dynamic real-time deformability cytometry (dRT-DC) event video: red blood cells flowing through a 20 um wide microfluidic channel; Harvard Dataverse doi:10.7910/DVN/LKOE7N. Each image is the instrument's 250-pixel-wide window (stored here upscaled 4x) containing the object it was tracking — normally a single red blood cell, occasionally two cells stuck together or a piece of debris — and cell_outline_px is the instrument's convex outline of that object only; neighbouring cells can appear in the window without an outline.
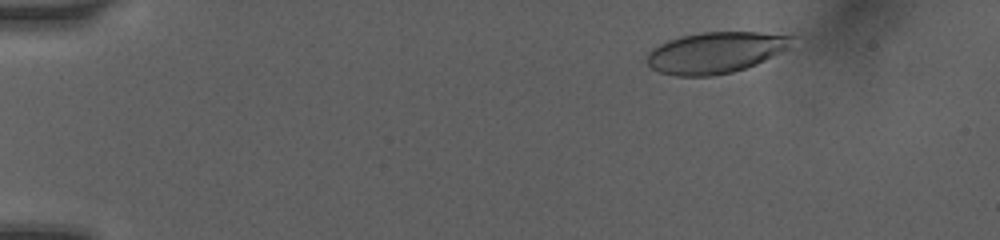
{"species": "human", "species_latin": "Homo sapiens", "temperature_condition": "room temperature", "stored_images_in_passage": 5, "camera_frame_rate_fps": 3000, "um_per_image_px": 0.085, "donor": {"sex": "female"}, "frame": {"image": 1, "passage_image": 1, "time_ms": 0.0, "image_size_px": [1000, 240], "cell_outline_px": [[796, 36], [788, 48], [756, 64], [732, 72], [712, 76], [676, 76], [660, 72], [652, 68], [648, 64], [648, 52], [652, 48], [668, 40], [680, 36], [704, 32], [760, 32]], "centroid_in_image_um": [60.81, 4.46], "position_along_channel_um": 24.2, "area_um2": 34.62}}
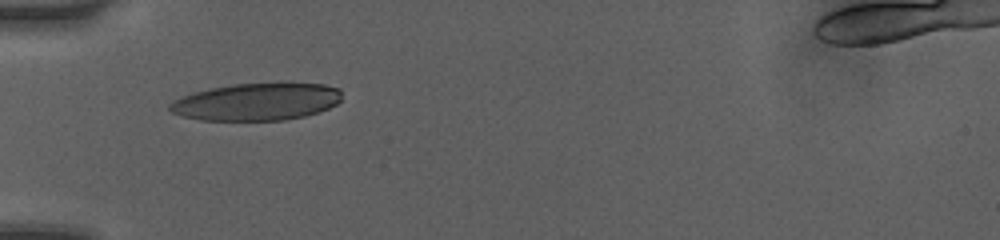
{"frame": {"image": 2, "passage_image": 4, "time_ms": 3.333, "image_size_px": [1000, 240], "cell_outline_px": [[340, 100], [336, 104], [328, 108], [304, 116], [284, 120], [200, 120], [184, 116], [172, 112], [168, 108], [168, 104], [184, 96], [196, 92], [212, 88], [232, 84], [288, 80], [324, 84], [340, 88]], "centroid_in_image_um": [21.89, 8.6], "position_along_channel_um": 63.1, "area_um2": 38.09}}
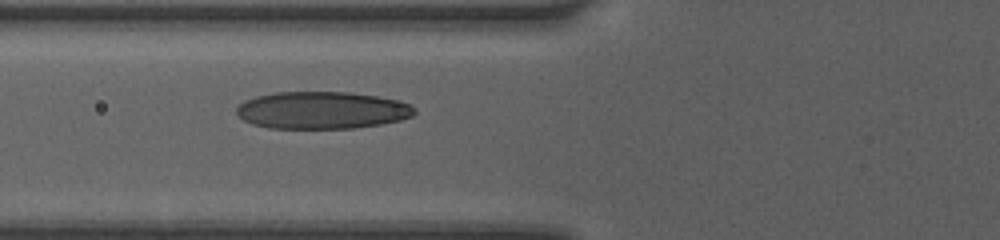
{"frame": {"image": 3, "passage_image": 5, "time_ms": 4.333, "image_size_px": [1000, 240], "cell_outline_px": [[416, 112], [412, 116], [400, 120], [380, 124], [352, 128], [268, 128], [252, 124], [244, 120], [236, 112], [236, 108], [244, 100], [256, 96], [276, 92], [348, 92], [376, 96], [400, 100], [408, 104]], "centroid_in_image_um": [27.34, 9.37], "position_along_channel_um": 98.5, "area_um2": 38.55}}